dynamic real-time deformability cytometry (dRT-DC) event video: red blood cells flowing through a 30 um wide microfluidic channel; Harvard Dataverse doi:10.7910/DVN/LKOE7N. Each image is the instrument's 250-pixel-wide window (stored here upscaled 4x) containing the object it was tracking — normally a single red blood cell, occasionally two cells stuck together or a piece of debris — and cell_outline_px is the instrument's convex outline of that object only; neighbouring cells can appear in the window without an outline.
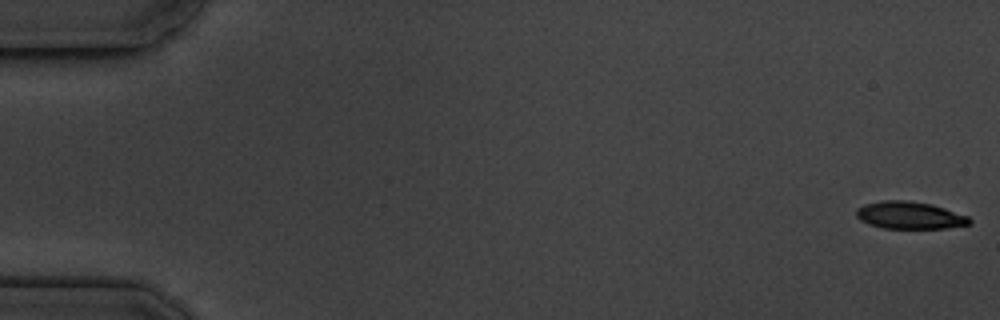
{"species": "common noctule bat (a hibernating species)", "species_latin": "Nyctalus noctula", "temperature_condition": "cold", "stored_images_in_passage": 17, "camera_frame_rate_fps": 3000, "um_per_image_px": 0.085, "animal": {"sex": "male", "body_mass_g": 19.5, "forearm_length_mm": 54.6}, "frame": {"image": 1, "passage_image": 1, "time_ms": 0.0, "image_size_px": [1000, 320], "cell_outline_px": [[972, 224], [948, 228], [880, 228], [868, 224], [860, 220], [856, 216], [856, 208], [864, 204], [884, 200], [908, 200], [932, 204], [968, 216], [972, 220]], "centroid_in_image_um": [77.31, 18.3], "position_along_channel_um": 7.7, "area_um2": 18.21}}
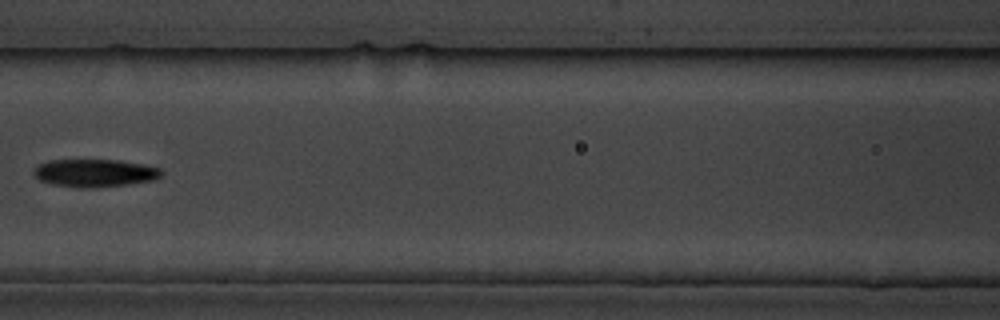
{"frame": {"image": 2, "passage_image": 8, "time_ms": 8.333, "image_size_px": [1000, 320], "cell_outline_px": [[164, 172], [156, 180], [128, 184], [84, 188], [80, 188], [52, 184], [40, 180], [32, 172], [32, 168], [48, 160], [120, 160], [144, 164], [160, 168]], "centroid_in_image_um": [8.07, 14.7], "position_along_channel_um": 158.5, "area_um2": 20.75}}
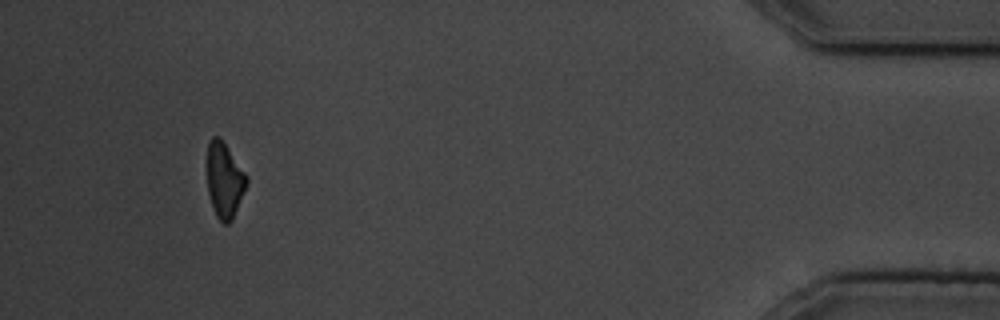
{"frame": {"image": 3, "passage_image": 16, "time_ms": 17.333, "image_size_px": [1000, 320], "cell_outline_px": [[248, 180], [232, 220], [228, 224], [224, 224], [216, 216], [208, 192], [208, 140], [212, 136], [220, 136], [248, 176]], "centroid_in_image_um": [19.08, 15.28], "position_along_channel_um": 416.1, "area_um2": 17.11}, "authors_computed_cell_mechanics": {"area_um2": 19.363, "velocity_mm_per_s": 3.5832, "shape_relaxation_time_tau1_ms": 3.8153, "shape_relaxation_time_tau2_ms": null, "deformation_change_tau1": 0.1211, "deformation_change_tau2": null}}